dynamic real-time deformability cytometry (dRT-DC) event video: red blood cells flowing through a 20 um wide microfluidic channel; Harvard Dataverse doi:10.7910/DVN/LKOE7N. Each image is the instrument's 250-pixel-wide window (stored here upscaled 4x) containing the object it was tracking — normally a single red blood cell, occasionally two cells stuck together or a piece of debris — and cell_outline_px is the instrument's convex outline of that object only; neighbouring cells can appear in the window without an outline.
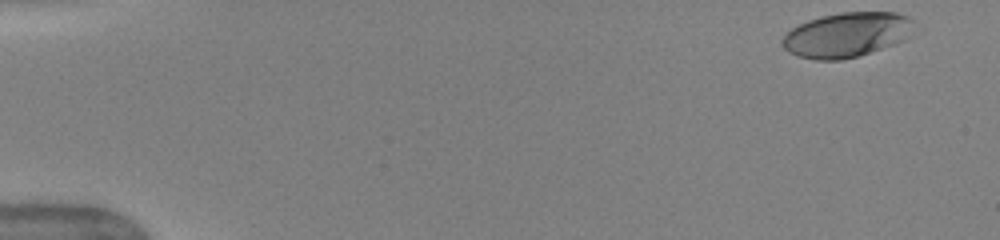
{"species": "human", "species_latin": "Homo sapiens", "temperature_condition": "warm", "stored_images_in_passage": 49, "camera_frame_rate_fps": 3000, "um_per_image_px": 0.085, "donor": {"sex": "female"}, "frame": {"image": 1, "passage_image": 1, "time_ms": 0.0, "image_size_px": [1000, 240], "cell_outline_px": [[924, 28], [904, 40], [896, 44], [856, 56], [840, 60], [816, 60], [796, 56], [788, 52], [780, 44], [780, 40], [792, 28], [808, 20], [820, 16], [840, 12], [896, 12], [908, 16]], "centroid_in_image_um": [72.08, 2.94], "position_along_channel_um": 12.9, "area_um2": 35.26}}
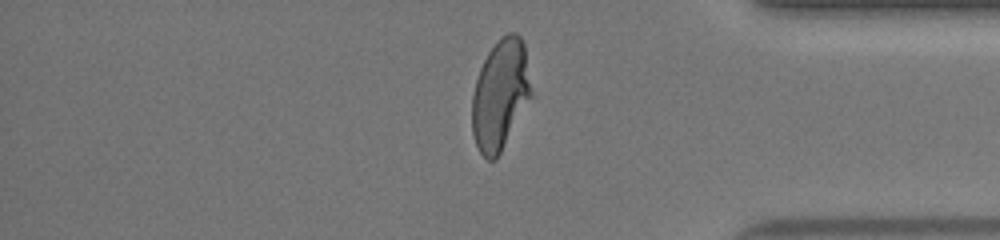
{"frame": {"image": 2, "passage_image": 41, "time_ms": 13.333, "image_size_px": [1000, 240], "cell_outline_px": [[532, 96], [496, 160], [488, 160], [480, 152], [476, 144], [472, 132], [472, 96], [476, 80], [480, 68], [488, 52], [496, 40], [500, 36], [508, 32], [516, 32], [520, 36], [524, 44], [532, 92]], "centroid_in_image_um": [42.52, 8.02], "position_along_channel_um": 392.7, "area_um2": 38.03}}
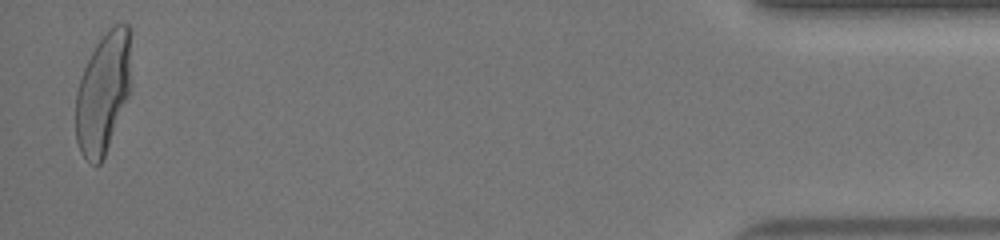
{"frame": {"image": 3, "passage_image": 48, "time_ms": 15.667, "image_size_px": [1000, 240], "cell_outline_px": [[132, 84], [128, 96], [104, 156], [100, 164], [92, 164], [80, 152], [76, 140], [76, 92], [84, 68], [96, 44], [108, 28], [116, 24], [128, 24]], "centroid_in_image_um": [8.77, 7.87], "position_along_channel_um": 426.4, "area_um2": 38.73}, "authors_computed_cell_mechanics": {"area_um2": 37.6856, "velocity_mm_per_s": 4.0419, "shape_relaxation_time_tau1_ms": 3.5582, "shape_relaxation_time_tau2_ms": null, "deformation_change_tau1": 0.2053, "deformation_change_tau2": null}}